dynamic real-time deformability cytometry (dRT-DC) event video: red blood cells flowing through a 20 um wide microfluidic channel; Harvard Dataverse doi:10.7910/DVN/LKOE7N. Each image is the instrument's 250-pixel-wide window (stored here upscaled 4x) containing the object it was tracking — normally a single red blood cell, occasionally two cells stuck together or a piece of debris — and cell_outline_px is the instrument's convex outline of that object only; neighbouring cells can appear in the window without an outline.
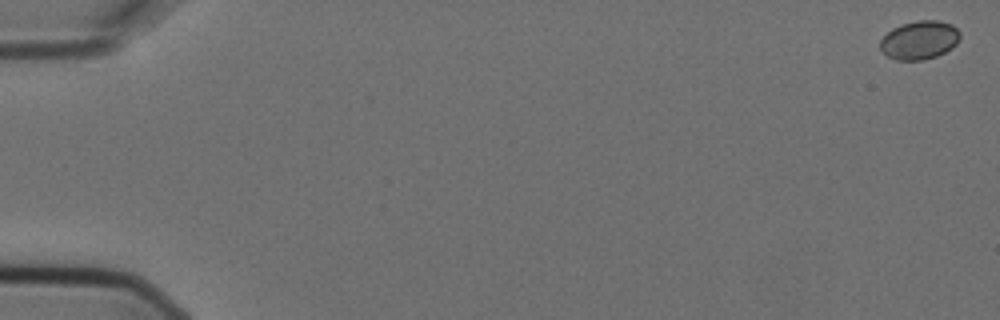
{"species": "Egyptian fruit bat (a non-hibernating species)", "species_latin": "Rousettus aegyptiacus", "temperature_condition": "cold", "stored_images_in_passage": 4, "camera_frame_rate_fps": 3000, "um_per_image_px": 0.085, "animal": {"sex": "female"}, "frame": {"image": 1, "passage_image": 1, "time_ms": 0.0, "image_size_px": [1000, 320], "cell_outline_px": [[960, 36], [956, 44], [952, 48], [936, 56], [924, 60], [896, 60], [888, 56], [880, 48], [880, 40], [892, 28], [900, 24], [916, 20], [936, 20], [952, 24], [960, 32]], "centroid_in_image_um": [78.15, 3.39], "position_along_channel_um": 6.8, "area_um2": 17.98}}